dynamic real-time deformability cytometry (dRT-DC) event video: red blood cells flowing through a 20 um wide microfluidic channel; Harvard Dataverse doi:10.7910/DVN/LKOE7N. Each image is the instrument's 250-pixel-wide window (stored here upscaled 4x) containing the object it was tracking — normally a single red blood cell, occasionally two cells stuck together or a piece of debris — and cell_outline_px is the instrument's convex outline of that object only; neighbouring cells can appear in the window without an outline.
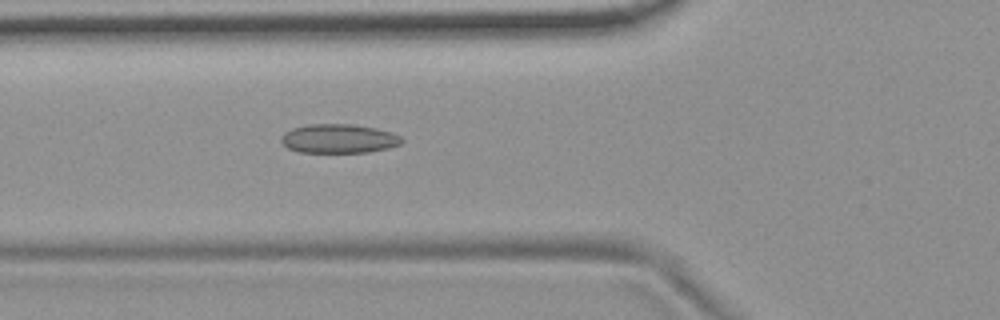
{"species": "common noctule bat (a hibernating species)", "species_latin": "Nyctalus noctula", "temperature_condition": "room temperature", "stored_images_in_passage": 51, "camera_frame_rate_fps": 3000, "um_per_image_px": 0.085, "animal": {"sex": "female", "body_mass_g": 19.9}, "frame": {"image": 1, "passage_image": 18, "time_ms": 5.667, "image_size_px": [1000, 320], "cell_outline_px": [[404, 140], [400, 144], [388, 148], [368, 152], [300, 152], [288, 148], [280, 140], [280, 136], [284, 132], [292, 128], [308, 124], [352, 124], [376, 128], [392, 132], [400, 136]], "centroid_in_image_um": [28.79, 11.77], "position_along_channel_um": 97.0, "area_um2": 20.46}}
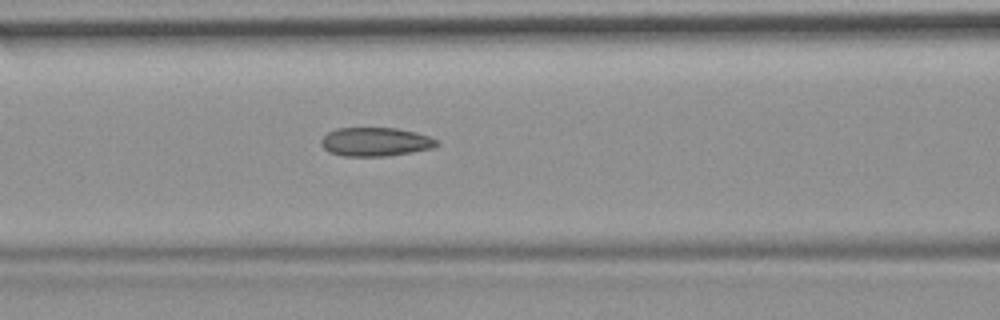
{"frame": {"image": 2, "passage_image": 21, "time_ms": 6.667, "image_size_px": [1000, 320], "cell_outline_px": [[440, 144], [432, 148], [412, 152], [388, 156], [344, 156], [328, 152], [320, 144], [320, 140], [328, 132], [336, 128], [396, 128], [416, 132], [440, 140]], "centroid_in_image_um": [31.92, 12.06], "position_along_channel_um": 134.7, "area_um2": 19.54}}
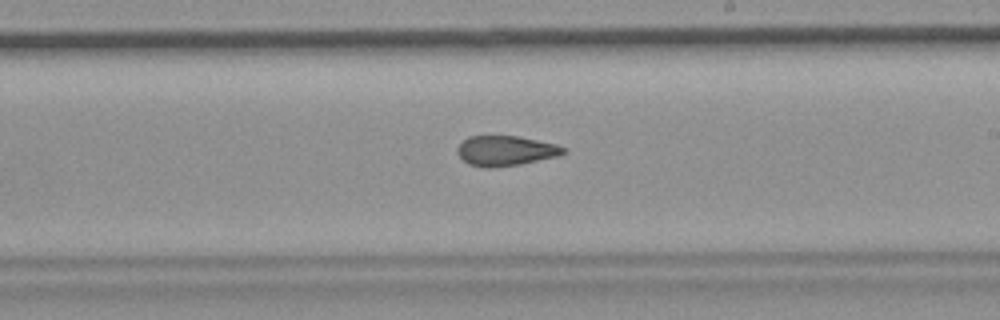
{"frame": {"image": 3, "passage_image": 30, "time_ms": 9.667, "image_size_px": [1000, 320], "cell_outline_px": [[568, 152], [556, 156], [520, 164], [492, 168], [484, 168], [468, 164], [456, 152], [456, 148], [468, 136], [520, 136], [556, 144], [564, 148]], "centroid_in_image_um": [42.95, 12.81], "position_along_channel_um": 246.0, "area_um2": 18.55}, "authors_computed_cell_mechanics": {"area_um2": 19.4786, "velocity_mm_per_s": 3.7278, "shape_relaxation_time_tau1_ms": null, "shape_relaxation_time_tau2_ms": 2.0041, "deformation_change_tau1": null, "deformation_change_tau2": 0.0846}}